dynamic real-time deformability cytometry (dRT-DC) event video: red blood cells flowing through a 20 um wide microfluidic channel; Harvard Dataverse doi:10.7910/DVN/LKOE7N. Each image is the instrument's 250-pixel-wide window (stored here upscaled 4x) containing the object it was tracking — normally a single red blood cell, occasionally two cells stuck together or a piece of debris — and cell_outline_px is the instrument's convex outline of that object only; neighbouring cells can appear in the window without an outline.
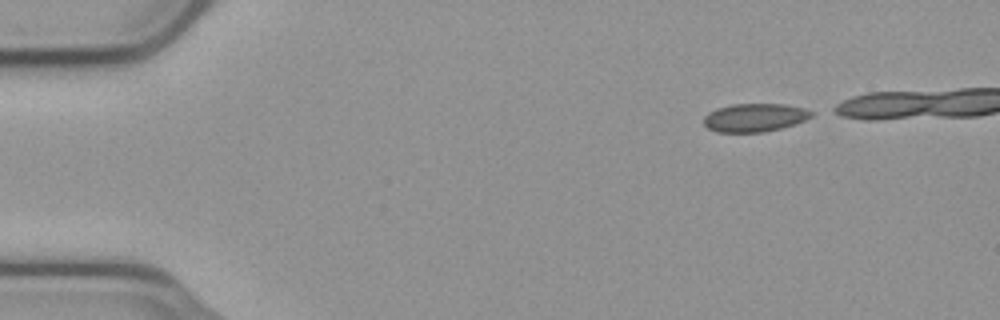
{"species": "common noctule bat (a hibernating species)", "species_latin": "Nyctalus noctula", "temperature_condition": "cold", "stored_images_in_passage": 39, "camera_frame_rate_fps": 3000, "um_per_image_px": 0.085, "animal": {"sex": "male", "body_mass_g": 23.1, "forearm_length_mm": 52.7}, "frame": {"image": 1, "passage_image": 1, "time_ms": 0.0, "image_size_px": [1000, 320], "cell_outline_px": [[812, 116], [804, 120], [780, 128], [764, 132], [716, 132], [708, 128], [704, 124], [704, 116], [708, 112], [716, 108], [732, 104], [784, 104], [804, 108], [812, 112]], "centroid_in_image_um": [64.1, 9.99], "position_along_channel_um": 20.9, "area_um2": 17.63}}
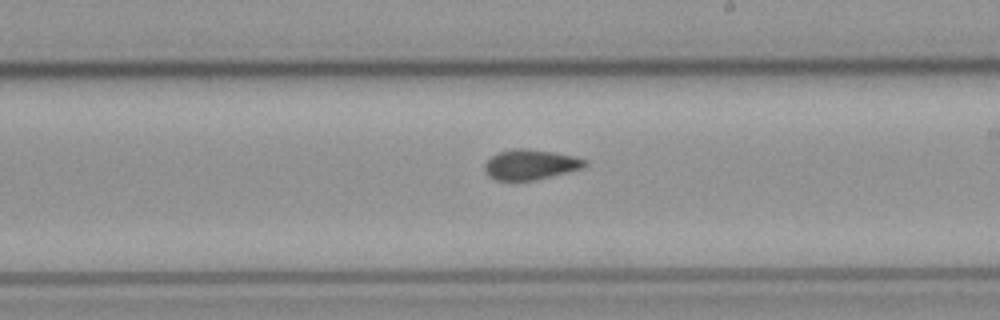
{"frame": {"image": 2, "passage_image": 26, "time_ms": 8.333, "image_size_px": [1000, 320], "cell_outline_px": [[588, 164], [580, 168], [532, 180], [496, 180], [488, 176], [484, 172], [484, 164], [492, 156], [500, 152], [512, 148], [528, 148], [576, 156], [588, 160]], "centroid_in_image_um": [45.05, 13.97], "position_along_channel_um": 243.9, "area_um2": 17.4}}
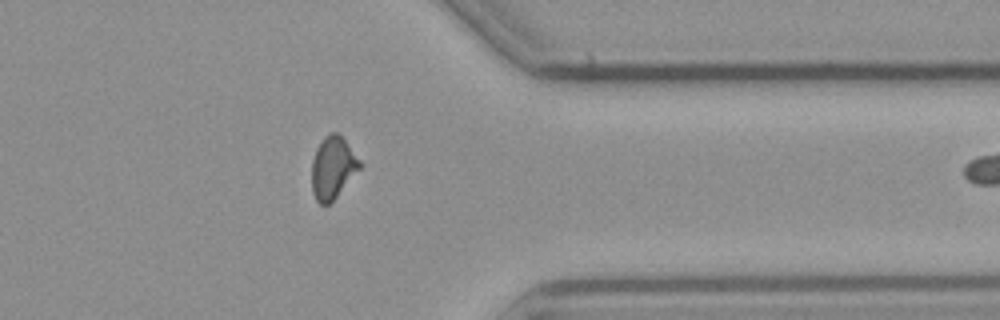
{"frame": {"image": 3, "passage_image": 38, "time_ms": 12.333, "image_size_px": [1000, 320], "cell_outline_px": [[360, 168], [336, 196], [328, 204], [320, 204], [316, 200], [312, 192], [312, 160], [316, 148], [324, 136], [328, 132], [336, 132], [344, 140], [360, 160]], "centroid_in_image_um": [28.25, 14.23], "position_along_channel_um": 383.1, "area_um2": 17.05}}